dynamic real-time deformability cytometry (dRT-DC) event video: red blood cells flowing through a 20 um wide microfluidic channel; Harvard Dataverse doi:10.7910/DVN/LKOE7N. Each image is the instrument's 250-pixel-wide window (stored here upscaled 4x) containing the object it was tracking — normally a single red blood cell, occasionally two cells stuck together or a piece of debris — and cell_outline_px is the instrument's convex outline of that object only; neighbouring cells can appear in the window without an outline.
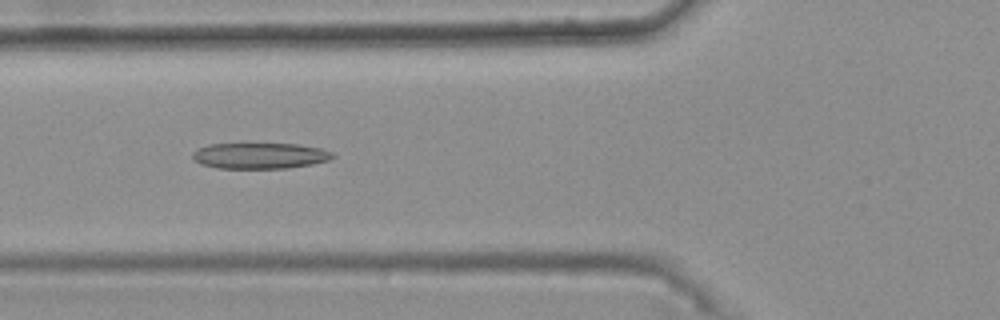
{"species": "common noctule bat (a hibernating species)", "species_latin": "Nyctalus noctula", "temperature_condition": "warm", "stored_images_in_passage": 44, "camera_frame_rate_fps": 3000, "um_per_image_px": 0.085, "animal": {"sex": "female", "body_mass_g": 25.1}, "frame": {"image": 1, "passage_image": 17, "time_ms": 5.333, "image_size_px": [1000, 320], "cell_outline_px": [[336, 156], [328, 160], [312, 164], [288, 168], [216, 168], [200, 164], [192, 156], [192, 152], [196, 148], [208, 144], [300, 144], [320, 148], [332, 152]], "centroid_in_image_um": [22.07, 13.23], "position_along_channel_um": 103.7, "area_um2": 21.21}}
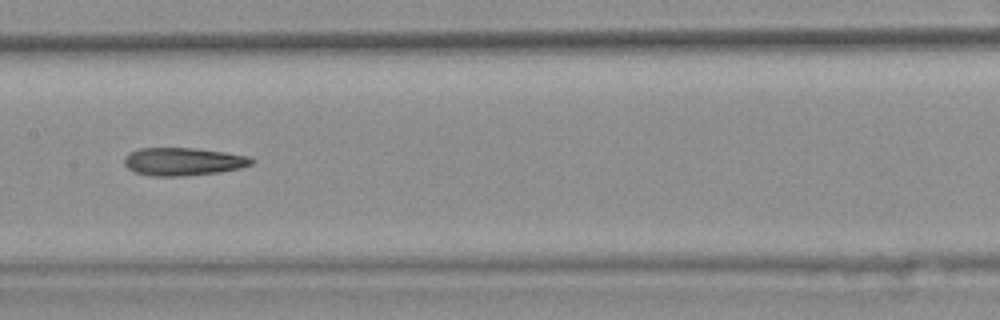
{"frame": {"image": 2, "passage_image": 24, "time_ms": 7.667, "image_size_px": [1000, 320], "cell_outline_px": [[256, 160], [252, 164], [240, 168], [216, 172], [184, 176], [152, 176], [136, 172], [128, 168], [124, 164], [124, 156], [128, 152], [140, 148], [196, 148], [224, 152], [248, 156]], "centroid_in_image_um": [15.55, 13.72], "position_along_channel_um": 191.9, "area_um2": 20.69}}
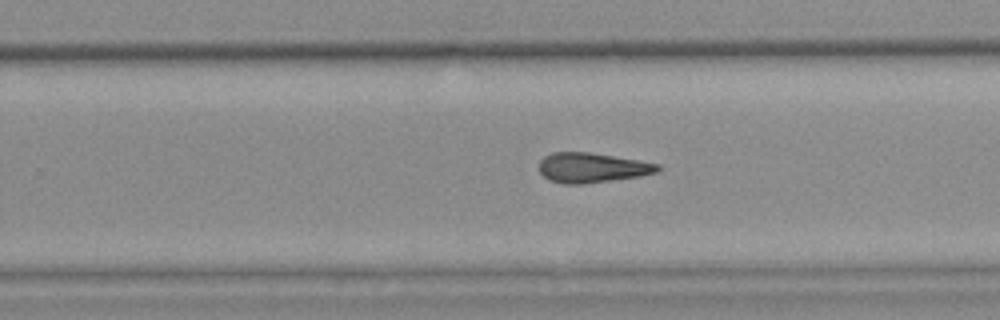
{"frame": {"image": 3, "passage_image": 31, "time_ms": 10.0, "image_size_px": [1000, 320], "cell_outline_px": [[660, 168], [656, 172], [640, 176], [584, 184], [564, 184], [552, 180], [544, 176], [540, 172], [540, 160], [544, 156], [552, 152], [588, 152], [660, 164]], "centroid_in_image_um": [50.3, 14.25], "position_along_channel_um": 279.5, "area_um2": 20.35}, "authors_computed_cell_mechanics": {"area_um2": 21.0392, "velocity_mm_per_s": 3.7734, "shape_relaxation_time_tau1_ms": null, "shape_relaxation_time_tau2_ms": 7.9028, "deformation_change_tau1": null, "deformation_change_tau2": 0.2215}}